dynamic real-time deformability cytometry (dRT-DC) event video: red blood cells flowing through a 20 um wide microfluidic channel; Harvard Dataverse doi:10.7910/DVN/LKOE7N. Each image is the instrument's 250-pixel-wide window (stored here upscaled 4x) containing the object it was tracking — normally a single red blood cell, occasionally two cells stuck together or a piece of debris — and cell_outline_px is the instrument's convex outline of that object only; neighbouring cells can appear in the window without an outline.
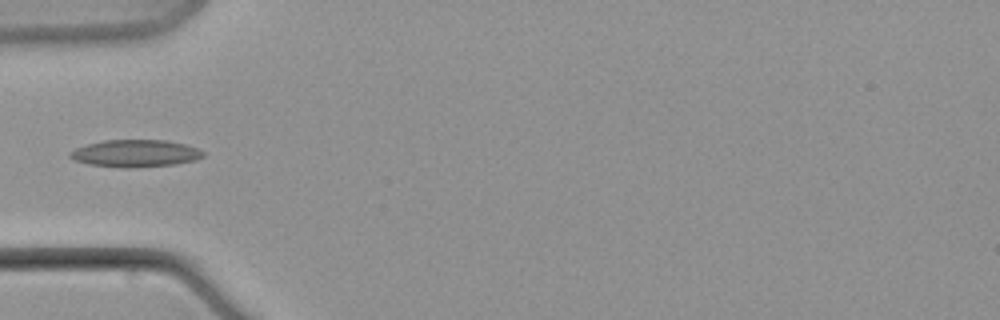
{"species": "common noctule bat (a hibernating species)", "species_latin": "Nyctalus noctula", "temperature_condition": "warm", "stored_images_in_passage": 9, "camera_frame_rate_fps": 3000, "um_per_image_px": 0.085, "animal": {"sex": "male", "body_mass_g": 21.5, "forearm_length_mm": 52.0}, "frame": {"image": 1, "passage_image": 7, "time_ms": 8.0, "image_size_px": [1000, 320], "cell_outline_px": [[204, 156], [196, 160], [176, 164], [136, 168], [124, 168], [88, 164], [72, 160], [68, 156], [68, 152], [76, 148], [88, 144], [104, 140], [168, 140], [184, 144], [196, 148], [204, 152]], "centroid_in_image_um": [11.48, 13.05], "position_along_channel_um": 73.5, "area_um2": 21.33}}
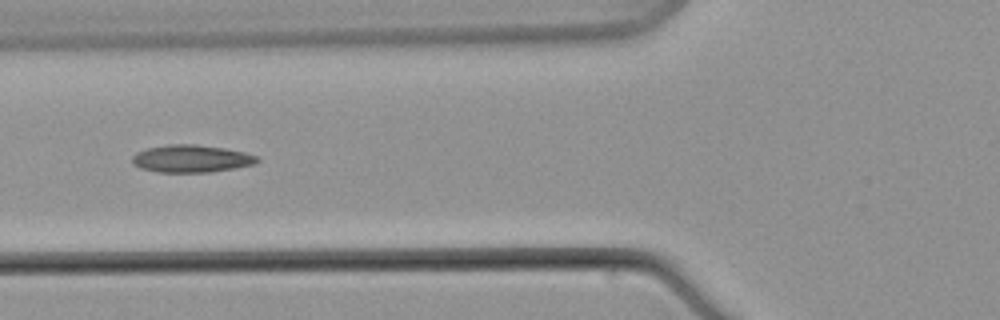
{"frame": {"image": 2, "passage_image": 8, "time_ms": 9.333, "image_size_px": [1000, 320], "cell_outline_px": [[260, 160], [256, 164], [236, 168], [212, 172], [156, 172], [140, 168], [132, 164], [132, 156], [136, 152], [148, 148], [168, 144], [196, 144], [224, 148], [244, 152], [256, 156]], "centroid_in_image_um": [16.26, 13.49], "position_along_channel_um": 109.5, "area_um2": 20.17}}